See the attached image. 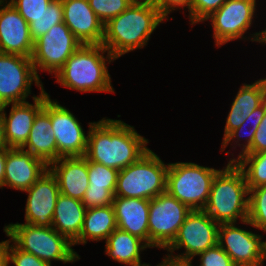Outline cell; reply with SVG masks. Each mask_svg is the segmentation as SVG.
I'll use <instances>...</instances> for the list:
<instances>
[{
    "label": "cell",
    "instance_id": "6da1fadb",
    "mask_svg": "<svg viewBox=\"0 0 266 266\" xmlns=\"http://www.w3.org/2000/svg\"><path fill=\"white\" fill-rule=\"evenodd\" d=\"M85 157L118 171L136 162L150 148L149 140L122 120L103 117L88 123Z\"/></svg>",
    "mask_w": 266,
    "mask_h": 266
},
{
    "label": "cell",
    "instance_id": "7a4b0ae2",
    "mask_svg": "<svg viewBox=\"0 0 266 266\" xmlns=\"http://www.w3.org/2000/svg\"><path fill=\"white\" fill-rule=\"evenodd\" d=\"M166 20L152 0H135L104 25L102 45L118 59L128 52L143 49L156 28Z\"/></svg>",
    "mask_w": 266,
    "mask_h": 266
},
{
    "label": "cell",
    "instance_id": "3957f363",
    "mask_svg": "<svg viewBox=\"0 0 266 266\" xmlns=\"http://www.w3.org/2000/svg\"><path fill=\"white\" fill-rule=\"evenodd\" d=\"M114 60L103 45L82 44L53 77L60 86L80 93H115L107 66Z\"/></svg>",
    "mask_w": 266,
    "mask_h": 266
},
{
    "label": "cell",
    "instance_id": "277c9868",
    "mask_svg": "<svg viewBox=\"0 0 266 266\" xmlns=\"http://www.w3.org/2000/svg\"><path fill=\"white\" fill-rule=\"evenodd\" d=\"M203 210L219 224L248 220L249 188L243 171L235 162L228 161L216 173Z\"/></svg>",
    "mask_w": 266,
    "mask_h": 266
},
{
    "label": "cell",
    "instance_id": "5b68a950",
    "mask_svg": "<svg viewBox=\"0 0 266 266\" xmlns=\"http://www.w3.org/2000/svg\"><path fill=\"white\" fill-rule=\"evenodd\" d=\"M3 232L19 249L50 264L52 261L66 264L80 260V255L73 249V243L52 226L17 222L5 225Z\"/></svg>",
    "mask_w": 266,
    "mask_h": 266
},
{
    "label": "cell",
    "instance_id": "8992f818",
    "mask_svg": "<svg viewBox=\"0 0 266 266\" xmlns=\"http://www.w3.org/2000/svg\"><path fill=\"white\" fill-rule=\"evenodd\" d=\"M169 163L152 150L118 173L114 196L151 200L166 192Z\"/></svg>",
    "mask_w": 266,
    "mask_h": 266
},
{
    "label": "cell",
    "instance_id": "52a82bcc",
    "mask_svg": "<svg viewBox=\"0 0 266 266\" xmlns=\"http://www.w3.org/2000/svg\"><path fill=\"white\" fill-rule=\"evenodd\" d=\"M219 170L194 162L169 163L166 192L191 210H203L213 178Z\"/></svg>",
    "mask_w": 266,
    "mask_h": 266
},
{
    "label": "cell",
    "instance_id": "ba28073f",
    "mask_svg": "<svg viewBox=\"0 0 266 266\" xmlns=\"http://www.w3.org/2000/svg\"><path fill=\"white\" fill-rule=\"evenodd\" d=\"M256 0H227L217 11L213 12L205 21H210L213 28L215 47H222L235 40H250L260 43L262 30L248 34L255 22L257 13ZM254 20V21H253ZM248 34L244 36V34Z\"/></svg>",
    "mask_w": 266,
    "mask_h": 266
},
{
    "label": "cell",
    "instance_id": "9c48e42d",
    "mask_svg": "<svg viewBox=\"0 0 266 266\" xmlns=\"http://www.w3.org/2000/svg\"><path fill=\"white\" fill-rule=\"evenodd\" d=\"M219 223L204 210H192L180 226L174 240L164 249L174 259H193L218 244ZM184 248L179 254L175 251Z\"/></svg>",
    "mask_w": 266,
    "mask_h": 266
},
{
    "label": "cell",
    "instance_id": "30bf717a",
    "mask_svg": "<svg viewBox=\"0 0 266 266\" xmlns=\"http://www.w3.org/2000/svg\"><path fill=\"white\" fill-rule=\"evenodd\" d=\"M33 83L40 91L45 90L31 58L0 52V106L26 102Z\"/></svg>",
    "mask_w": 266,
    "mask_h": 266
},
{
    "label": "cell",
    "instance_id": "8fae6325",
    "mask_svg": "<svg viewBox=\"0 0 266 266\" xmlns=\"http://www.w3.org/2000/svg\"><path fill=\"white\" fill-rule=\"evenodd\" d=\"M192 210L167 192L149 200V246L164 250Z\"/></svg>",
    "mask_w": 266,
    "mask_h": 266
},
{
    "label": "cell",
    "instance_id": "7c38bea8",
    "mask_svg": "<svg viewBox=\"0 0 266 266\" xmlns=\"http://www.w3.org/2000/svg\"><path fill=\"white\" fill-rule=\"evenodd\" d=\"M81 45L64 22L52 26L34 41L31 60L38 77L42 71L55 75Z\"/></svg>",
    "mask_w": 266,
    "mask_h": 266
},
{
    "label": "cell",
    "instance_id": "4fadbf2b",
    "mask_svg": "<svg viewBox=\"0 0 266 266\" xmlns=\"http://www.w3.org/2000/svg\"><path fill=\"white\" fill-rule=\"evenodd\" d=\"M237 223H222L218 228V245L236 266H263L266 261V239L263 235Z\"/></svg>",
    "mask_w": 266,
    "mask_h": 266
},
{
    "label": "cell",
    "instance_id": "5bb4252c",
    "mask_svg": "<svg viewBox=\"0 0 266 266\" xmlns=\"http://www.w3.org/2000/svg\"><path fill=\"white\" fill-rule=\"evenodd\" d=\"M51 124L57 145V160L60 157L85 156L88 131L65 106L51 99Z\"/></svg>",
    "mask_w": 266,
    "mask_h": 266
},
{
    "label": "cell",
    "instance_id": "9a60e30c",
    "mask_svg": "<svg viewBox=\"0 0 266 266\" xmlns=\"http://www.w3.org/2000/svg\"><path fill=\"white\" fill-rule=\"evenodd\" d=\"M49 96V93L43 90L38 96H31L33 104L26 101L0 106L4 123V139L8 148H22L25 145L34 119ZM10 105L11 109L7 114L6 108Z\"/></svg>",
    "mask_w": 266,
    "mask_h": 266
},
{
    "label": "cell",
    "instance_id": "2e32d148",
    "mask_svg": "<svg viewBox=\"0 0 266 266\" xmlns=\"http://www.w3.org/2000/svg\"><path fill=\"white\" fill-rule=\"evenodd\" d=\"M25 223L35 226H52L53 213L60 194L57 180L48 169L27 190Z\"/></svg>",
    "mask_w": 266,
    "mask_h": 266
},
{
    "label": "cell",
    "instance_id": "e0dca14e",
    "mask_svg": "<svg viewBox=\"0 0 266 266\" xmlns=\"http://www.w3.org/2000/svg\"><path fill=\"white\" fill-rule=\"evenodd\" d=\"M34 40L29 24L7 0H0V52L31 58Z\"/></svg>",
    "mask_w": 266,
    "mask_h": 266
},
{
    "label": "cell",
    "instance_id": "ac0fdd59",
    "mask_svg": "<svg viewBox=\"0 0 266 266\" xmlns=\"http://www.w3.org/2000/svg\"><path fill=\"white\" fill-rule=\"evenodd\" d=\"M48 170V165L22 148H6L3 188L25 191Z\"/></svg>",
    "mask_w": 266,
    "mask_h": 266
},
{
    "label": "cell",
    "instance_id": "d6986e66",
    "mask_svg": "<svg viewBox=\"0 0 266 266\" xmlns=\"http://www.w3.org/2000/svg\"><path fill=\"white\" fill-rule=\"evenodd\" d=\"M62 6L63 22L82 44L102 45L104 24L88 0H62Z\"/></svg>",
    "mask_w": 266,
    "mask_h": 266
},
{
    "label": "cell",
    "instance_id": "ffe728a7",
    "mask_svg": "<svg viewBox=\"0 0 266 266\" xmlns=\"http://www.w3.org/2000/svg\"><path fill=\"white\" fill-rule=\"evenodd\" d=\"M60 193L82 200L89 186L88 159L85 156L60 157L48 165Z\"/></svg>",
    "mask_w": 266,
    "mask_h": 266
},
{
    "label": "cell",
    "instance_id": "44dd1931",
    "mask_svg": "<svg viewBox=\"0 0 266 266\" xmlns=\"http://www.w3.org/2000/svg\"><path fill=\"white\" fill-rule=\"evenodd\" d=\"M22 149L42 159L47 165L57 160V145L51 124V96L45 100L44 107L35 117Z\"/></svg>",
    "mask_w": 266,
    "mask_h": 266
},
{
    "label": "cell",
    "instance_id": "7402d4cb",
    "mask_svg": "<svg viewBox=\"0 0 266 266\" xmlns=\"http://www.w3.org/2000/svg\"><path fill=\"white\" fill-rule=\"evenodd\" d=\"M112 206L117 228L139 237L149 245V200L114 196Z\"/></svg>",
    "mask_w": 266,
    "mask_h": 266
},
{
    "label": "cell",
    "instance_id": "603a6c76",
    "mask_svg": "<svg viewBox=\"0 0 266 266\" xmlns=\"http://www.w3.org/2000/svg\"><path fill=\"white\" fill-rule=\"evenodd\" d=\"M238 89L226 117L222 141L266 101V78H260L251 84L243 83Z\"/></svg>",
    "mask_w": 266,
    "mask_h": 266
},
{
    "label": "cell",
    "instance_id": "cb8c5ba5",
    "mask_svg": "<svg viewBox=\"0 0 266 266\" xmlns=\"http://www.w3.org/2000/svg\"><path fill=\"white\" fill-rule=\"evenodd\" d=\"M86 209L81 200L60 193L53 213L52 227L73 243L82 230Z\"/></svg>",
    "mask_w": 266,
    "mask_h": 266
},
{
    "label": "cell",
    "instance_id": "d4e9b609",
    "mask_svg": "<svg viewBox=\"0 0 266 266\" xmlns=\"http://www.w3.org/2000/svg\"><path fill=\"white\" fill-rule=\"evenodd\" d=\"M151 248L145 241L120 229H115L105 241V254L113 261L132 266L142 262L141 253Z\"/></svg>",
    "mask_w": 266,
    "mask_h": 266
},
{
    "label": "cell",
    "instance_id": "484cf974",
    "mask_svg": "<svg viewBox=\"0 0 266 266\" xmlns=\"http://www.w3.org/2000/svg\"><path fill=\"white\" fill-rule=\"evenodd\" d=\"M117 229L116 216L112 205L86 209L84 223L79 237L73 246L84 244L87 241L99 242Z\"/></svg>",
    "mask_w": 266,
    "mask_h": 266
},
{
    "label": "cell",
    "instance_id": "4316f807",
    "mask_svg": "<svg viewBox=\"0 0 266 266\" xmlns=\"http://www.w3.org/2000/svg\"><path fill=\"white\" fill-rule=\"evenodd\" d=\"M265 113L266 101L261 106L256 108L237 129L233 130L221 142L220 152H224V150L230 144L232 145L230 147H232L233 149L237 148V146L240 147L241 150L240 153H238L237 158L241 156L252 145L255 132ZM240 141H243V143H241Z\"/></svg>",
    "mask_w": 266,
    "mask_h": 266
},
{
    "label": "cell",
    "instance_id": "83f0119b",
    "mask_svg": "<svg viewBox=\"0 0 266 266\" xmlns=\"http://www.w3.org/2000/svg\"><path fill=\"white\" fill-rule=\"evenodd\" d=\"M229 162L235 164L243 171L249 189L266 186V151L257 154H242L235 158L233 153Z\"/></svg>",
    "mask_w": 266,
    "mask_h": 266
},
{
    "label": "cell",
    "instance_id": "f1b7e54d",
    "mask_svg": "<svg viewBox=\"0 0 266 266\" xmlns=\"http://www.w3.org/2000/svg\"><path fill=\"white\" fill-rule=\"evenodd\" d=\"M241 224L266 233V186L249 189V213L248 220Z\"/></svg>",
    "mask_w": 266,
    "mask_h": 266
},
{
    "label": "cell",
    "instance_id": "f546056e",
    "mask_svg": "<svg viewBox=\"0 0 266 266\" xmlns=\"http://www.w3.org/2000/svg\"><path fill=\"white\" fill-rule=\"evenodd\" d=\"M63 22L62 0H53L48 8L29 24L30 35L35 41L40 36L46 34L49 29Z\"/></svg>",
    "mask_w": 266,
    "mask_h": 266
},
{
    "label": "cell",
    "instance_id": "4dcf8cb0",
    "mask_svg": "<svg viewBox=\"0 0 266 266\" xmlns=\"http://www.w3.org/2000/svg\"><path fill=\"white\" fill-rule=\"evenodd\" d=\"M119 171L88 160V188L108 189L115 193Z\"/></svg>",
    "mask_w": 266,
    "mask_h": 266
},
{
    "label": "cell",
    "instance_id": "1f68e13d",
    "mask_svg": "<svg viewBox=\"0 0 266 266\" xmlns=\"http://www.w3.org/2000/svg\"><path fill=\"white\" fill-rule=\"evenodd\" d=\"M135 0H88L98 19L105 25L124 12Z\"/></svg>",
    "mask_w": 266,
    "mask_h": 266
},
{
    "label": "cell",
    "instance_id": "d6a6232c",
    "mask_svg": "<svg viewBox=\"0 0 266 266\" xmlns=\"http://www.w3.org/2000/svg\"><path fill=\"white\" fill-rule=\"evenodd\" d=\"M227 0H192L191 8L188 12L190 25L205 23L213 12L217 11Z\"/></svg>",
    "mask_w": 266,
    "mask_h": 266
},
{
    "label": "cell",
    "instance_id": "836d02e7",
    "mask_svg": "<svg viewBox=\"0 0 266 266\" xmlns=\"http://www.w3.org/2000/svg\"><path fill=\"white\" fill-rule=\"evenodd\" d=\"M52 266L40 260L35 255L19 249L10 239H7V266Z\"/></svg>",
    "mask_w": 266,
    "mask_h": 266
},
{
    "label": "cell",
    "instance_id": "e575fe53",
    "mask_svg": "<svg viewBox=\"0 0 266 266\" xmlns=\"http://www.w3.org/2000/svg\"><path fill=\"white\" fill-rule=\"evenodd\" d=\"M19 14L30 24L53 0H7Z\"/></svg>",
    "mask_w": 266,
    "mask_h": 266
},
{
    "label": "cell",
    "instance_id": "d590c367",
    "mask_svg": "<svg viewBox=\"0 0 266 266\" xmlns=\"http://www.w3.org/2000/svg\"><path fill=\"white\" fill-rule=\"evenodd\" d=\"M199 266H236L230 256L217 244L197 255Z\"/></svg>",
    "mask_w": 266,
    "mask_h": 266
},
{
    "label": "cell",
    "instance_id": "8d00e7d4",
    "mask_svg": "<svg viewBox=\"0 0 266 266\" xmlns=\"http://www.w3.org/2000/svg\"><path fill=\"white\" fill-rule=\"evenodd\" d=\"M114 195L108 189L87 188L82 203L88 208L112 205Z\"/></svg>",
    "mask_w": 266,
    "mask_h": 266
},
{
    "label": "cell",
    "instance_id": "74e56055",
    "mask_svg": "<svg viewBox=\"0 0 266 266\" xmlns=\"http://www.w3.org/2000/svg\"><path fill=\"white\" fill-rule=\"evenodd\" d=\"M156 6L160 9V13L167 19L169 18V14L174 12L175 10H186V12L190 11L191 1L192 0H152Z\"/></svg>",
    "mask_w": 266,
    "mask_h": 266
},
{
    "label": "cell",
    "instance_id": "f35d334b",
    "mask_svg": "<svg viewBox=\"0 0 266 266\" xmlns=\"http://www.w3.org/2000/svg\"><path fill=\"white\" fill-rule=\"evenodd\" d=\"M266 151V113L255 132L252 145L243 154H257Z\"/></svg>",
    "mask_w": 266,
    "mask_h": 266
},
{
    "label": "cell",
    "instance_id": "ab89813d",
    "mask_svg": "<svg viewBox=\"0 0 266 266\" xmlns=\"http://www.w3.org/2000/svg\"><path fill=\"white\" fill-rule=\"evenodd\" d=\"M6 163V148H0V189H3Z\"/></svg>",
    "mask_w": 266,
    "mask_h": 266
},
{
    "label": "cell",
    "instance_id": "60d3db41",
    "mask_svg": "<svg viewBox=\"0 0 266 266\" xmlns=\"http://www.w3.org/2000/svg\"><path fill=\"white\" fill-rule=\"evenodd\" d=\"M0 266H7V239L0 242Z\"/></svg>",
    "mask_w": 266,
    "mask_h": 266
},
{
    "label": "cell",
    "instance_id": "b9f144b4",
    "mask_svg": "<svg viewBox=\"0 0 266 266\" xmlns=\"http://www.w3.org/2000/svg\"><path fill=\"white\" fill-rule=\"evenodd\" d=\"M160 266H182V265L176 259L166 255L163 257Z\"/></svg>",
    "mask_w": 266,
    "mask_h": 266
},
{
    "label": "cell",
    "instance_id": "7bdbcfd3",
    "mask_svg": "<svg viewBox=\"0 0 266 266\" xmlns=\"http://www.w3.org/2000/svg\"><path fill=\"white\" fill-rule=\"evenodd\" d=\"M0 148H7L5 139H4V123L3 117L0 110Z\"/></svg>",
    "mask_w": 266,
    "mask_h": 266
},
{
    "label": "cell",
    "instance_id": "ee69618b",
    "mask_svg": "<svg viewBox=\"0 0 266 266\" xmlns=\"http://www.w3.org/2000/svg\"><path fill=\"white\" fill-rule=\"evenodd\" d=\"M182 266H194L193 259H176ZM199 266V265H198Z\"/></svg>",
    "mask_w": 266,
    "mask_h": 266
},
{
    "label": "cell",
    "instance_id": "f6af8a7d",
    "mask_svg": "<svg viewBox=\"0 0 266 266\" xmlns=\"http://www.w3.org/2000/svg\"><path fill=\"white\" fill-rule=\"evenodd\" d=\"M260 45H266V27L264 30H262V36H261V39H260Z\"/></svg>",
    "mask_w": 266,
    "mask_h": 266
},
{
    "label": "cell",
    "instance_id": "bcb514c9",
    "mask_svg": "<svg viewBox=\"0 0 266 266\" xmlns=\"http://www.w3.org/2000/svg\"><path fill=\"white\" fill-rule=\"evenodd\" d=\"M132 266H151V264H149V263H142V262H140V263H138V264H134V265H132ZM156 266H160V263H158V264H156Z\"/></svg>",
    "mask_w": 266,
    "mask_h": 266
}]
</instances>
